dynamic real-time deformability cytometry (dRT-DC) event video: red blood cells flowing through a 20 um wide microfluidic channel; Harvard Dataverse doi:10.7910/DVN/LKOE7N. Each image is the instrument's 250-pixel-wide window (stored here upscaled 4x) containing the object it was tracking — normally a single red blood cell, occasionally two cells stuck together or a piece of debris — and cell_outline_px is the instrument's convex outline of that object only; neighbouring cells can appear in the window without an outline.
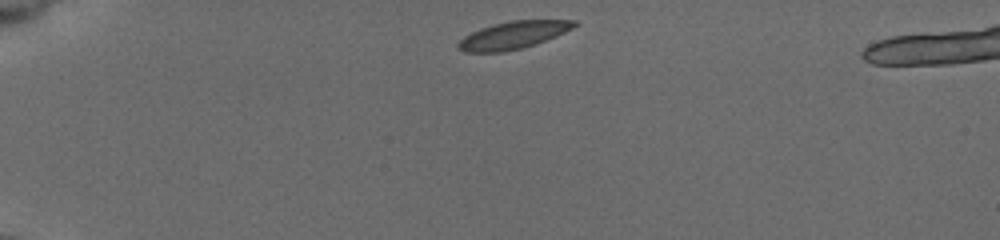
{"species": "common noctule bat (a hibernating species)", "species_latin": "Nyctalus noctula", "temperature_condition": "cold", "stored_images_in_passage": 32, "camera_frame_rate_fps": 3000, "um_per_image_px": 0.085, "animal": {"sex": "female", "body_mass_g": 19.5, "forearm_length_mm": 54.1}, "frame": {"image": 1, "passage_image": 1, "time_ms": 0.0, "image_size_px": [1000, 240], "cell_outline_px": [[580, 24], [556, 36], [536, 44], [504, 52], [464, 52], [456, 48], [456, 44], [464, 36], [480, 28], [492, 24], [512, 20], [576, 20]], "centroid_in_image_um": [43.6, 2.98], "position_along_channel_um": 41.4, "area_um2": 18.67}}
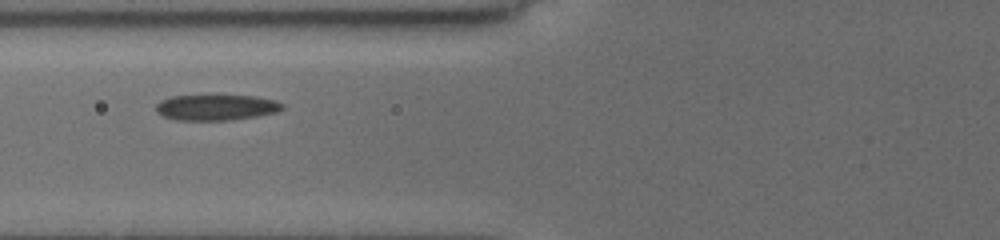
{"frame": {"image": 2, "passage_image": 18, "time_ms": 3.333, "image_size_px": [1000, 240], "cell_outline_px": [[284, 108], [276, 112], [256, 116], [228, 120], [176, 120], [164, 116], [156, 112], [156, 104], [160, 100], [172, 96], [216, 92], [256, 96], [276, 100], [284, 104]], "centroid_in_image_um": [18.37, 9.06], "position_along_channel_um": 107.4, "area_um2": 20.06}}
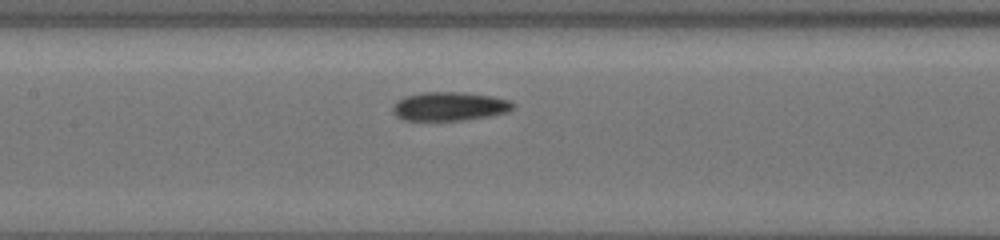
{"frame": {"image": 3, "passage_image": 28, "time_ms": 5.0, "image_size_px": [1000, 240], "cell_outline_px": [[516, 104], [508, 112], [488, 116], [464, 120], [404, 120], [396, 116], [392, 112], [392, 104], [396, 100], [404, 96], [424, 92], [464, 92], [492, 96], [512, 100]], "centroid_in_image_um": [38.2, 9.03], "position_along_channel_um": 169.2, "area_um2": 20.4}}